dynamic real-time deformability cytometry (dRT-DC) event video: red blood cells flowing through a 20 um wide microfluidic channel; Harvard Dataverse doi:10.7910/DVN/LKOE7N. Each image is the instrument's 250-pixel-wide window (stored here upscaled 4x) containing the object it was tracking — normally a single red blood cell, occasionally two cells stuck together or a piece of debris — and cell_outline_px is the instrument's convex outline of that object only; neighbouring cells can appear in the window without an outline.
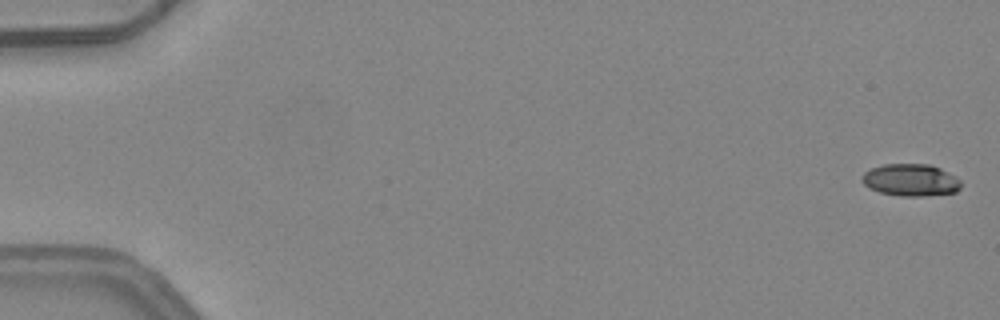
{"species": "common noctule bat (a hibernating species)", "species_latin": "Nyctalus noctula", "temperature_condition": "warm", "stored_images_in_passage": 3, "camera_frame_rate_fps": 3000, "um_per_image_px": 0.085, "animal": {"sex": "female", "body_mass_g": 24.6, "forearm_length_mm": 56.2}, "frame": {"image": 1, "passage_image": 1, "time_ms": 0.0, "image_size_px": [1000, 320], "cell_outline_px": [[960, 188], [956, 192], [924, 196], [900, 196], [880, 192], [868, 188], [860, 180], [860, 176], [864, 172], [872, 168], [884, 164], [928, 164], [940, 168], [956, 176], [960, 180]], "centroid_in_image_um": [77.38, 15.3], "position_along_channel_um": 7.6, "area_um2": 18.67}}